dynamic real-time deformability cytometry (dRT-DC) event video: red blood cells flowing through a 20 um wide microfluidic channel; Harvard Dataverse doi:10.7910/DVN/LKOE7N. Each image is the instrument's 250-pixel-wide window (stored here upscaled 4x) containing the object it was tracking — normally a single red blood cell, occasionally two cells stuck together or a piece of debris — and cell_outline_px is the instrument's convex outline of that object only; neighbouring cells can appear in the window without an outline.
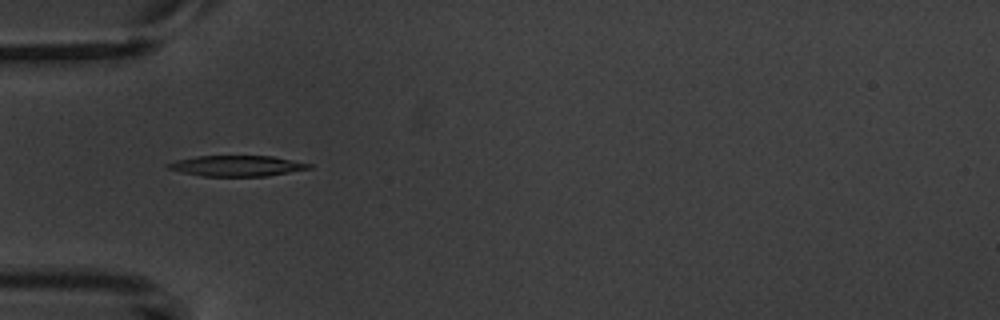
{"species": "common noctule bat (a hibernating species)", "species_latin": "Nyctalus noctula", "temperature_condition": "warm", "stored_images_in_passage": 11, "camera_frame_rate_fps": 3000, "um_per_image_px": 0.085, "animal": {"sex": "male", "body_mass_g": 20.1, "forearm_length_mm": 53.5}, "frame": {"image": 1, "passage_image": 5, "time_ms": 5.667, "image_size_px": [1000, 320], "cell_outline_px": [[312, 168], [264, 176], [204, 176], [184, 172], [168, 168], [164, 164], [176, 160], [196, 156], [272, 156], [312, 164]], "centroid_in_image_um": [20.12, 14.09], "position_along_channel_um": 64.9, "area_um2": 16.76}}
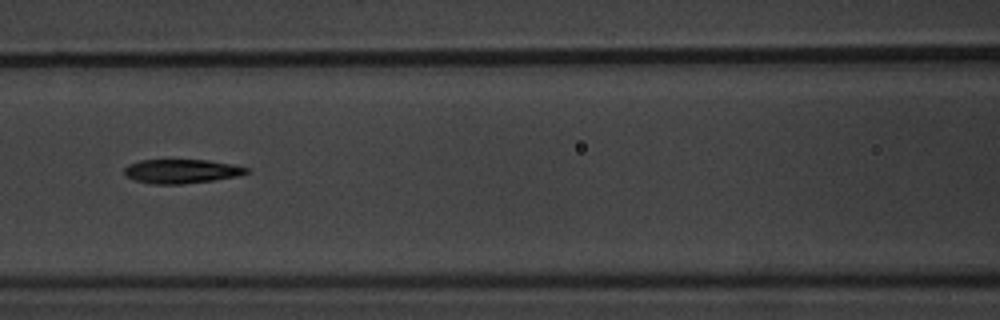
{"frame": {"image": 2, "passage_image": 7, "time_ms": 8.0, "image_size_px": [1000, 320], "cell_outline_px": [[248, 172], [236, 176], [212, 180], [180, 184], [152, 184], [136, 180], [124, 176], [124, 168], [128, 164], [140, 160], [208, 160], [232, 164], [248, 168]], "centroid_in_image_um": [15.37, 14.55], "position_along_channel_um": 151.2, "area_um2": 16.99}}
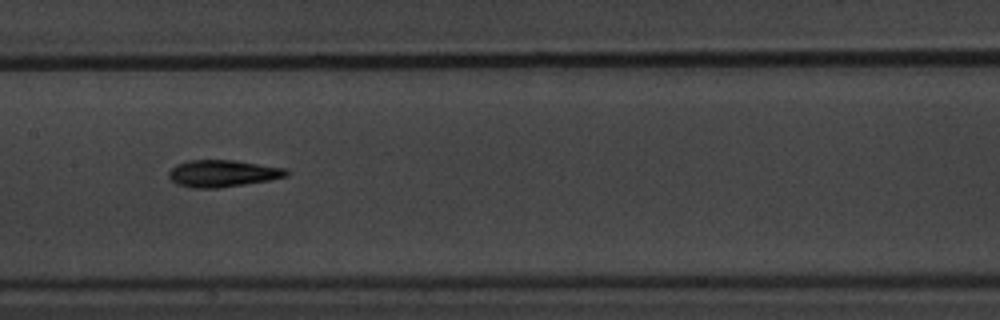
{"frame": {"image": 3, "passage_image": 8, "time_ms": 9.0, "image_size_px": [1000, 320], "cell_outline_px": [[288, 176], [268, 180], [220, 188], [192, 188], [176, 184], [168, 176], [168, 172], [176, 164], [188, 160], [232, 160], [284, 168], [288, 172]], "centroid_in_image_um": [18.87, 14.74], "position_along_channel_um": 188.5, "area_um2": 18.32}}